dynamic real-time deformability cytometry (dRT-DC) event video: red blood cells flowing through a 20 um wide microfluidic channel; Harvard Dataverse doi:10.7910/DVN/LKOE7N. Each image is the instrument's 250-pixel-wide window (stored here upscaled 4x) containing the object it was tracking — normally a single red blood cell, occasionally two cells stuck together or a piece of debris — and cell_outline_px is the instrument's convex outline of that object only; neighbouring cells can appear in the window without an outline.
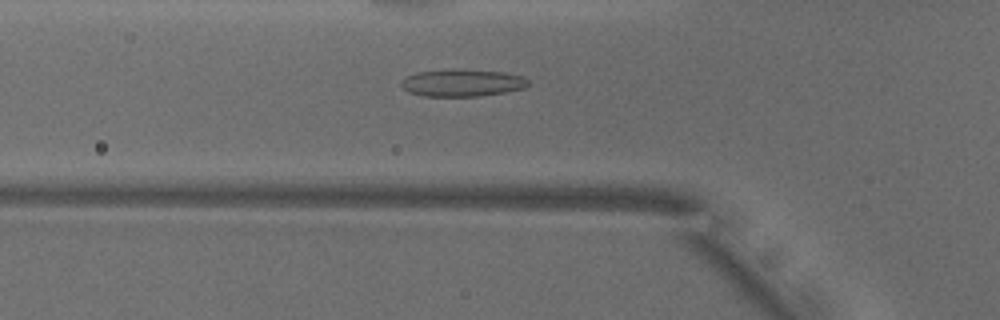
{"species": "common noctule bat (a hibernating species)", "species_latin": "Nyctalus noctula", "temperature_condition": "warm", "stored_images_in_passage": 36, "camera_frame_rate_fps": 3000, "um_per_image_px": 0.085, "animal": {"sex": "male", "body_mass_g": 18.8}, "frame": {"image": 1, "passage_image": 16, "time_ms": 5.0, "image_size_px": [1000, 320], "cell_outline_px": [[528, 84], [524, 88], [504, 92], [480, 96], [424, 96], [408, 92], [400, 84], [400, 80], [404, 76], [416, 72], [504, 72], [524, 76], [528, 80]], "centroid_in_image_um": [39.27, 7.09], "position_along_channel_um": 86.5, "area_um2": 19.19}}
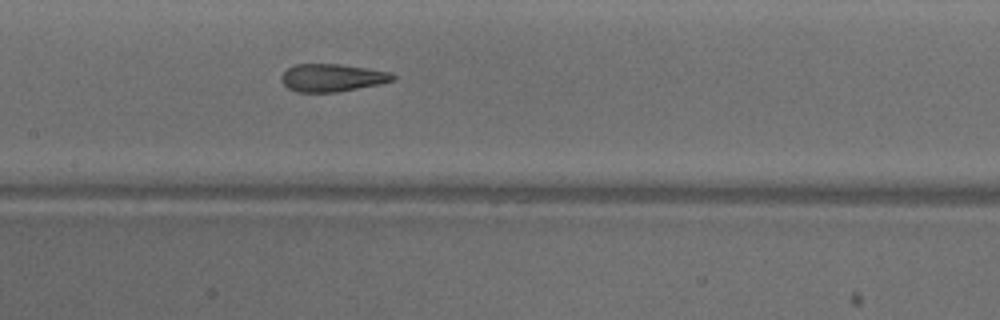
{"frame": {"image": 2, "passage_image": 23, "time_ms": 7.333, "image_size_px": [1000, 320], "cell_outline_px": [[396, 80], [380, 84], [336, 92], [296, 92], [288, 88], [280, 80], [280, 76], [288, 68], [296, 64], [340, 64], [388, 72], [396, 76]], "centroid_in_image_um": [28.21, 6.61], "position_along_channel_um": 179.2, "area_um2": 17.92}}
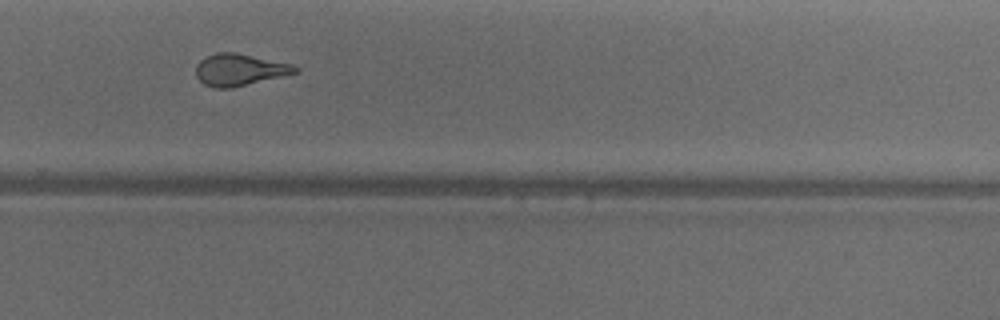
{"frame": {"image": 3, "passage_image": 33, "time_ms": 10.667, "image_size_px": [1000, 320], "cell_outline_px": [[300, 68], [296, 72], [232, 88], [216, 88], [204, 84], [196, 76], [196, 64], [200, 60], [216, 52], [236, 52], [292, 64]], "centroid_in_image_um": [20.33, 5.92], "position_along_channel_um": 309.5, "area_um2": 18.21}}